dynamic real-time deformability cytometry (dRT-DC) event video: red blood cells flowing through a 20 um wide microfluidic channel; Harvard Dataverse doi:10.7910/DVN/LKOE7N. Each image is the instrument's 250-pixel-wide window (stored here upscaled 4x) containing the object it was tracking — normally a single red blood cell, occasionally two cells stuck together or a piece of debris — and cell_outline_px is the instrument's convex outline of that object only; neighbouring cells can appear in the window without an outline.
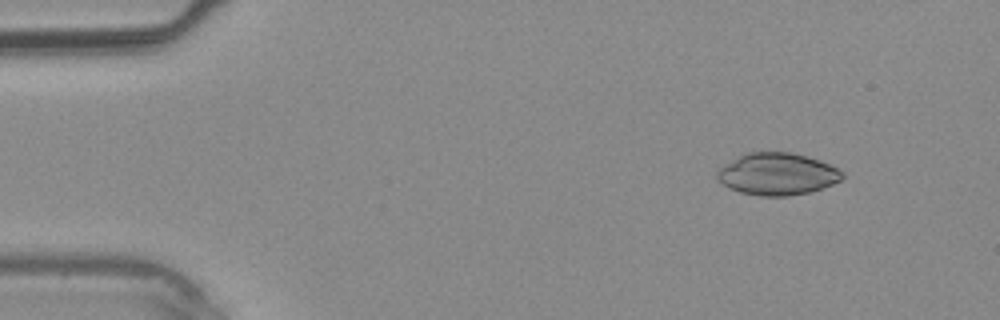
{"species": "common noctule bat (a hibernating species)", "species_latin": "Nyctalus noctula", "temperature_condition": "warm", "stored_images_in_passage": 36, "camera_frame_rate_fps": 3000, "um_per_image_px": 0.085, "animal": {"sex": "male", "body_mass_g": 20.4}, "frame": {"image": 1, "passage_image": 1, "time_ms": 0.0, "image_size_px": [1000, 320], "cell_outline_px": [[844, 176], [840, 180], [832, 184], [808, 192], [788, 196], [760, 196], [740, 192], [728, 188], [716, 180], [716, 172], [724, 164], [744, 152], [792, 152], [820, 160], [844, 172]], "centroid_in_image_um": [66.01, 14.78], "position_along_channel_um": 19.0, "area_um2": 30.81}}
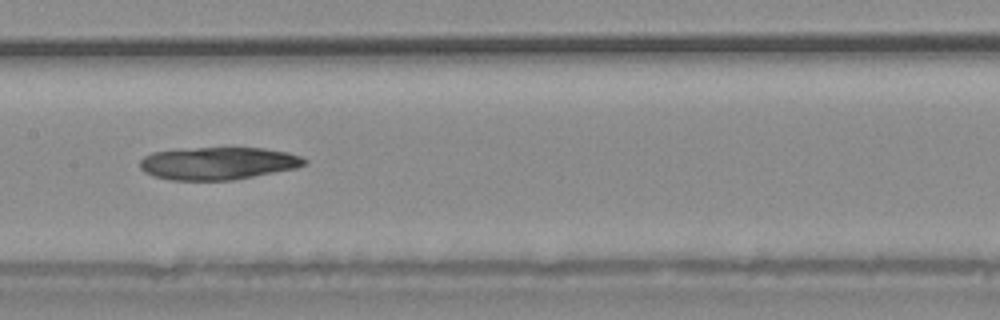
{"frame": {"image": 2, "passage_image": 16, "time_ms": 5.0, "image_size_px": [1000, 320], "cell_outline_px": [[308, 164], [296, 168], [232, 180], [172, 180], [152, 176], [144, 172], [140, 168], [140, 160], [144, 156], [152, 152], [196, 148], [264, 148], [288, 152], [300, 156], [308, 160]], "centroid_in_image_um": [18.54, 13.88], "position_along_channel_um": 188.9, "area_um2": 31.21}}
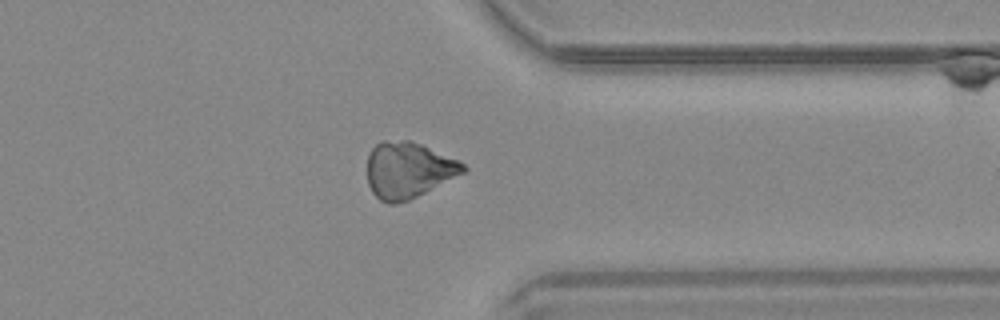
{"frame": {"image": 3, "passage_image": 27, "time_ms": 8.667, "image_size_px": [1000, 320], "cell_outline_px": [[468, 168], [464, 172], [408, 200], [396, 204], [388, 204], [380, 200], [372, 192], [368, 184], [368, 152], [376, 144], [384, 140], [412, 140], [456, 160], [464, 164]], "centroid_in_image_um": [34.65, 14.44], "position_along_channel_um": 376.7, "area_um2": 30.98}}